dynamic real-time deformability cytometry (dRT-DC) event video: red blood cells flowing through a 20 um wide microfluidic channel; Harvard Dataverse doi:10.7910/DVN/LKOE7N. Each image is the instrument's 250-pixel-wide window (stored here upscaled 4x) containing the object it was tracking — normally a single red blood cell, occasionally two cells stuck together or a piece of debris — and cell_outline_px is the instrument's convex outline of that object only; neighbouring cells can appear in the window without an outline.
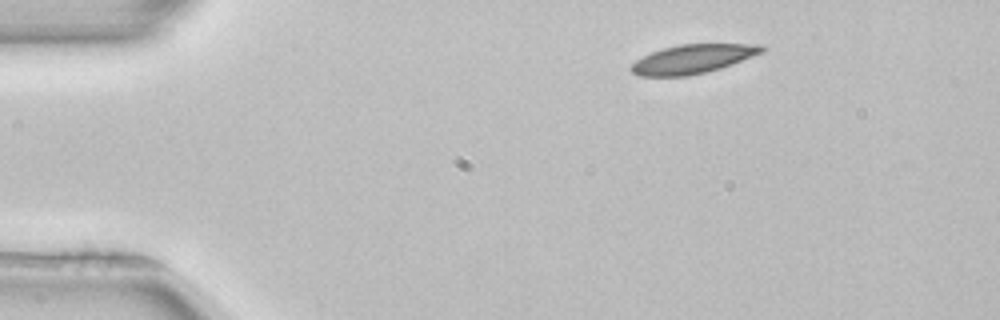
{"species": "common noctule bat (a hibernating species)", "species_latin": "Nyctalus noctula", "temperature_condition": "room temperature", "stored_images_in_passage": 45, "camera_frame_rate_fps": 3000, "um_per_image_px": 0.085, "animal": {"sex": "female", "body_mass_g": 22.7, "forearm_length_mm": 54.2}, "frame": {"image": 1, "passage_image": 1, "time_ms": 0.0, "image_size_px": [1000, 320], "cell_outline_px": [[768, 48], [764, 52], [732, 64], [708, 72], [688, 76], [636, 76], [628, 68], [636, 60], [652, 52], [664, 48], [680, 44], [764, 44]], "centroid_in_image_um": [58.91, 5.01], "position_along_channel_um": 26.1, "area_um2": 22.2}}
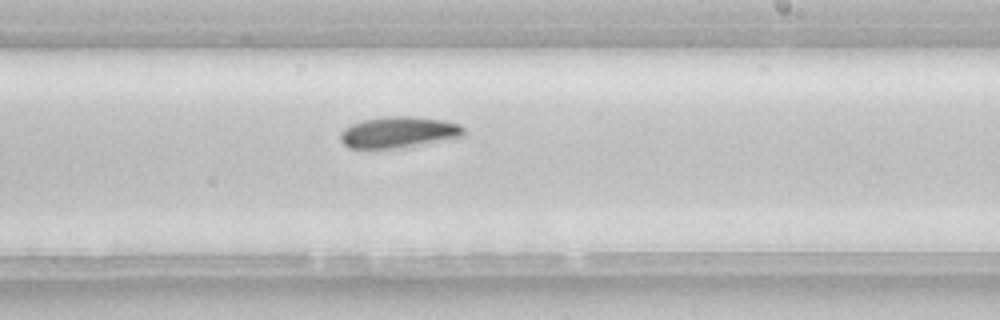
{"frame": {"image": 2, "passage_image": 24, "time_ms": 7.667, "image_size_px": [1000, 320], "cell_outline_px": [[464, 136], [404, 148], [348, 148], [340, 140], [340, 132], [344, 128], [360, 120], [384, 116], [412, 116], [444, 120], [460, 124], [464, 128]], "centroid_in_image_um": [33.87, 11.24], "position_along_channel_um": 255.1, "area_um2": 22.72}, "authors_computed_cell_mechanics": {"area_um2": 22.3108, "velocity_mm_per_s": 3.912, "shape_relaxation_time_tau1_ms": 9.3961, "shape_relaxation_time_tau2_ms": null, "deformation_change_tau1": 0.1608, "deformation_change_tau2": null}}